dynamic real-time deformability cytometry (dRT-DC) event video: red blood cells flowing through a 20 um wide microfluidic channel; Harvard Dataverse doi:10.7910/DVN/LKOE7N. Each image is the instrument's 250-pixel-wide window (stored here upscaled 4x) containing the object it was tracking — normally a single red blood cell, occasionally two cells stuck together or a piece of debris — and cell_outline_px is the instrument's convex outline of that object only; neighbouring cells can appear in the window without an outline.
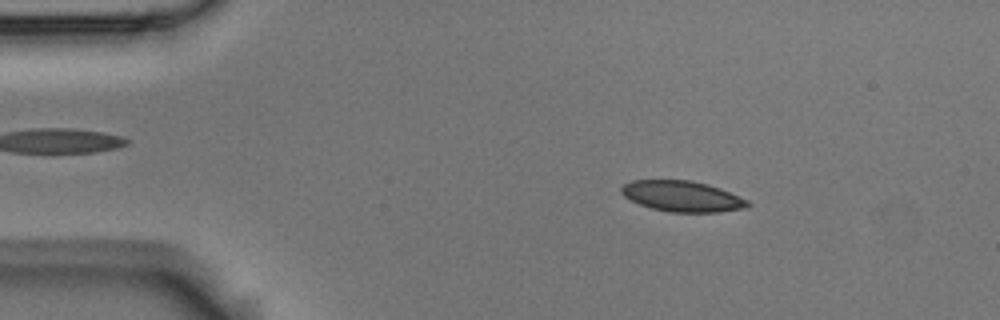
{"species": "Egyptian fruit bat (a non-hibernating species)", "species_latin": "Rousettus aegyptiacus", "temperature_condition": "room temperature", "stored_images_in_passage": 53, "camera_frame_rate_fps": 3000, "um_per_image_px": 0.085, "animal": {"sex": "male"}, "frame": {"image": 1, "passage_image": 8, "time_ms": 2.333, "image_size_px": [1000, 320], "cell_outline_px": [[752, 204], [748, 208], [720, 212], [668, 212], [652, 208], [640, 204], [624, 196], [620, 192], [620, 188], [624, 184], [632, 180], [692, 180], [708, 184], [720, 188], [748, 200]], "centroid_in_image_um": [58.02, 16.68], "position_along_channel_um": 27.0, "area_um2": 22.77}}
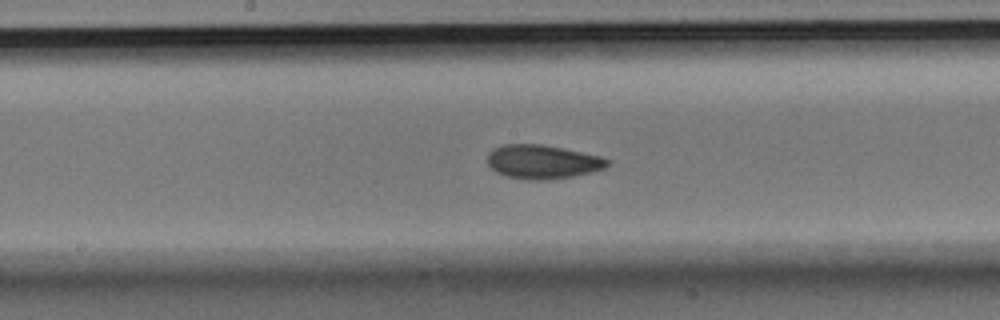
{"frame": {"image": 2, "passage_image": 27, "time_ms": 8.667, "image_size_px": [1000, 320], "cell_outline_px": [[612, 160], [604, 168], [572, 176], [548, 180], [528, 180], [504, 176], [496, 172], [488, 164], [488, 152], [504, 144], [540, 144], [600, 156]], "centroid_in_image_um": [46.09, 13.76], "position_along_channel_um": 202.1, "area_um2": 23.47}}
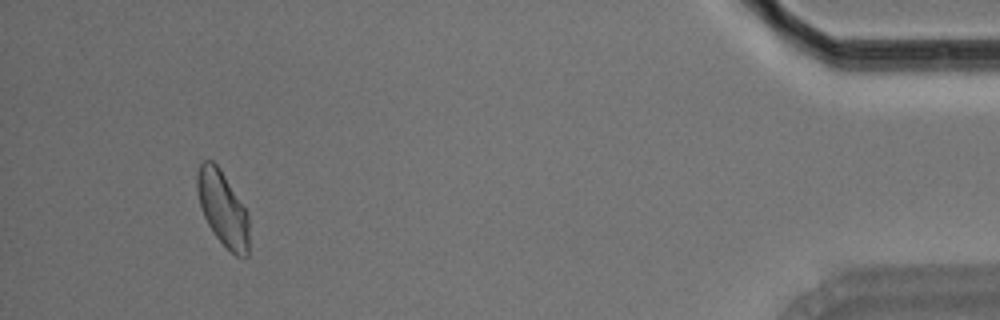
{"frame": {"image": 3, "passage_image": 50, "time_ms": 16.333, "image_size_px": [1000, 320], "cell_outline_px": [[248, 256], [236, 256], [216, 236], [208, 224], [200, 208], [196, 188], [196, 172], [200, 160], [212, 160], [220, 168], [248, 212]], "centroid_in_image_um": [18.9, 17.66], "position_along_channel_um": 416.3, "area_um2": 22.66}, "authors_computed_cell_mechanics": {"area_um2": 23.0044, "velocity_mm_per_s": 3.6923, "shape_relaxation_time_tau1_ms": 6.3023, "shape_relaxation_time_tau2_ms": 1.6682, "deformation_change_tau1": 0.1298, "deformation_change_tau2": 0.067}}